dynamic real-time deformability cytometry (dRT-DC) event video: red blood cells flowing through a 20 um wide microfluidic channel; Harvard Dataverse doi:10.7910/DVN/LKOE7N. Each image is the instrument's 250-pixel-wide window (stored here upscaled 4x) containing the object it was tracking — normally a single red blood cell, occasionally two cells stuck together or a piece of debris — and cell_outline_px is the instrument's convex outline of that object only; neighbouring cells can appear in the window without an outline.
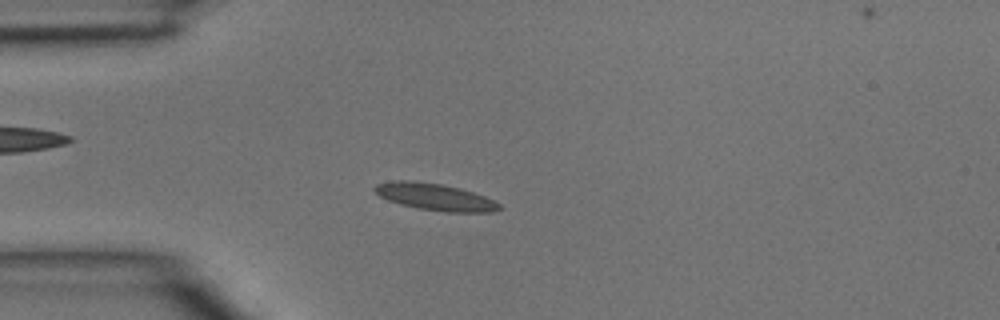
{"species": "common noctule bat (a hibernating species)", "species_latin": "Nyctalus noctula", "temperature_condition": "room temperature", "stored_images_in_passage": 5, "camera_frame_rate_fps": 3000, "um_per_image_px": 0.085, "animal": {"sex": "male", "body_mass_g": 15.6}, "frame": {"image": 1, "passage_image": 4, "time_ms": 1.0, "image_size_px": [1000, 320], "cell_outline_px": [[504, 208], [492, 212], [448, 212], [416, 208], [400, 204], [388, 200], [380, 196], [372, 188], [376, 184], [396, 180], [412, 180], [440, 184], [460, 188], [484, 196], [500, 204]], "centroid_in_image_um": [36.97, 16.74], "position_along_channel_um": 48.0, "area_um2": 19.48}}